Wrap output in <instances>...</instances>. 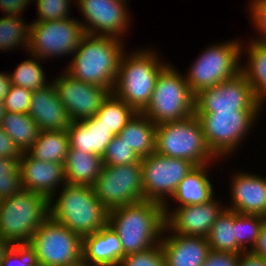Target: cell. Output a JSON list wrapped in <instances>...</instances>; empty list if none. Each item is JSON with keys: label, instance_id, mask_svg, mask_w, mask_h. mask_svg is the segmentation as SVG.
Segmentation results:
<instances>
[{"label": "cell", "instance_id": "6da1fadb", "mask_svg": "<svg viewBox=\"0 0 266 266\" xmlns=\"http://www.w3.org/2000/svg\"><path fill=\"white\" fill-rule=\"evenodd\" d=\"M118 235L123 258L160 244L165 227L164 206L143 200L108 211L107 223Z\"/></svg>", "mask_w": 266, "mask_h": 266}, {"label": "cell", "instance_id": "7a4b0ae2", "mask_svg": "<svg viewBox=\"0 0 266 266\" xmlns=\"http://www.w3.org/2000/svg\"><path fill=\"white\" fill-rule=\"evenodd\" d=\"M125 45L124 40L114 37L85 34L64 70L75 79L112 93Z\"/></svg>", "mask_w": 266, "mask_h": 266}, {"label": "cell", "instance_id": "3957f363", "mask_svg": "<svg viewBox=\"0 0 266 266\" xmlns=\"http://www.w3.org/2000/svg\"><path fill=\"white\" fill-rule=\"evenodd\" d=\"M49 217L84 237L107 225L108 210L96 197L93 187L65 183L58 195L49 200Z\"/></svg>", "mask_w": 266, "mask_h": 266}, {"label": "cell", "instance_id": "277c9868", "mask_svg": "<svg viewBox=\"0 0 266 266\" xmlns=\"http://www.w3.org/2000/svg\"><path fill=\"white\" fill-rule=\"evenodd\" d=\"M153 49L125 50L112 93L141 113L149 104L161 70L168 64Z\"/></svg>", "mask_w": 266, "mask_h": 266}, {"label": "cell", "instance_id": "5b68a950", "mask_svg": "<svg viewBox=\"0 0 266 266\" xmlns=\"http://www.w3.org/2000/svg\"><path fill=\"white\" fill-rule=\"evenodd\" d=\"M49 217V200L23 189L0 200V237L13 245H27L39 226Z\"/></svg>", "mask_w": 266, "mask_h": 266}, {"label": "cell", "instance_id": "8992f818", "mask_svg": "<svg viewBox=\"0 0 266 266\" xmlns=\"http://www.w3.org/2000/svg\"><path fill=\"white\" fill-rule=\"evenodd\" d=\"M155 152L166 157L188 160L195 166L213 165L219 160L209 149L201 123L195 114L182 120L156 125Z\"/></svg>", "mask_w": 266, "mask_h": 266}, {"label": "cell", "instance_id": "52a82bcc", "mask_svg": "<svg viewBox=\"0 0 266 266\" xmlns=\"http://www.w3.org/2000/svg\"><path fill=\"white\" fill-rule=\"evenodd\" d=\"M155 125L195 114V95L185 77L168 63L158 75L148 106L141 112Z\"/></svg>", "mask_w": 266, "mask_h": 266}, {"label": "cell", "instance_id": "ba28073f", "mask_svg": "<svg viewBox=\"0 0 266 266\" xmlns=\"http://www.w3.org/2000/svg\"><path fill=\"white\" fill-rule=\"evenodd\" d=\"M242 40L231 39L209 45L193 61L184 74L191 92L196 95L201 90L218 85L240 72Z\"/></svg>", "mask_w": 266, "mask_h": 266}, {"label": "cell", "instance_id": "9c48e42d", "mask_svg": "<svg viewBox=\"0 0 266 266\" xmlns=\"http://www.w3.org/2000/svg\"><path fill=\"white\" fill-rule=\"evenodd\" d=\"M259 114L260 111L195 113L209 149L219 160L232 157L241 147L240 143L246 140L252 127L258 124Z\"/></svg>", "mask_w": 266, "mask_h": 266}, {"label": "cell", "instance_id": "30bf717a", "mask_svg": "<svg viewBox=\"0 0 266 266\" xmlns=\"http://www.w3.org/2000/svg\"><path fill=\"white\" fill-rule=\"evenodd\" d=\"M39 266H73L82 262V237L48 217L27 244Z\"/></svg>", "mask_w": 266, "mask_h": 266}, {"label": "cell", "instance_id": "8fae6325", "mask_svg": "<svg viewBox=\"0 0 266 266\" xmlns=\"http://www.w3.org/2000/svg\"><path fill=\"white\" fill-rule=\"evenodd\" d=\"M84 35L80 19L73 16L57 21H32L27 53L44 61L47 58L72 56Z\"/></svg>", "mask_w": 266, "mask_h": 266}, {"label": "cell", "instance_id": "7c38bea8", "mask_svg": "<svg viewBox=\"0 0 266 266\" xmlns=\"http://www.w3.org/2000/svg\"><path fill=\"white\" fill-rule=\"evenodd\" d=\"M92 187L96 197L108 211L143 201L141 160L122 166L103 164Z\"/></svg>", "mask_w": 266, "mask_h": 266}, {"label": "cell", "instance_id": "4fadbf2b", "mask_svg": "<svg viewBox=\"0 0 266 266\" xmlns=\"http://www.w3.org/2000/svg\"><path fill=\"white\" fill-rule=\"evenodd\" d=\"M141 165L144 200L163 206L168 204L184 177L196 167L188 160L166 157L156 152L141 158Z\"/></svg>", "mask_w": 266, "mask_h": 266}, {"label": "cell", "instance_id": "5bb4252c", "mask_svg": "<svg viewBox=\"0 0 266 266\" xmlns=\"http://www.w3.org/2000/svg\"><path fill=\"white\" fill-rule=\"evenodd\" d=\"M263 107L255 97L252 86L241 72L195 95V113L262 112Z\"/></svg>", "mask_w": 266, "mask_h": 266}, {"label": "cell", "instance_id": "9a60e30c", "mask_svg": "<svg viewBox=\"0 0 266 266\" xmlns=\"http://www.w3.org/2000/svg\"><path fill=\"white\" fill-rule=\"evenodd\" d=\"M127 4V0H76L85 34L124 40L132 21Z\"/></svg>", "mask_w": 266, "mask_h": 266}, {"label": "cell", "instance_id": "2e32d148", "mask_svg": "<svg viewBox=\"0 0 266 266\" xmlns=\"http://www.w3.org/2000/svg\"><path fill=\"white\" fill-rule=\"evenodd\" d=\"M62 73V74H61ZM51 81L71 121L95 116L102 102L111 93L104 87L75 79L64 70Z\"/></svg>", "mask_w": 266, "mask_h": 266}, {"label": "cell", "instance_id": "e0dca14e", "mask_svg": "<svg viewBox=\"0 0 266 266\" xmlns=\"http://www.w3.org/2000/svg\"><path fill=\"white\" fill-rule=\"evenodd\" d=\"M214 196L208 202L197 205H184L170 209L164 205L165 227L171 233L184 236L207 237L217 217L226 208Z\"/></svg>", "mask_w": 266, "mask_h": 266}, {"label": "cell", "instance_id": "ac0fdd59", "mask_svg": "<svg viewBox=\"0 0 266 266\" xmlns=\"http://www.w3.org/2000/svg\"><path fill=\"white\" fill-rule=\"evenodd\" d=\"M239 171L232 174L231 202L225 205L226 209L266 218V177Z\"/></svg>", "mask_w": 266, "mask_h": 266}, {"label": "cell", "instance_id": "d6986e66", "mask_svg": "<svg viewBox=\"0 0 266 266\" xmlns=\"http://www.w3.org/2000/svg\"><path fill=\"white\" fill-rule=\"evenodd\" d=\"M19 166L24 189L39 193L48 200L66 183L64 164L38 160L23 152Z\"/></svg>", "mask_w": 266, "mask_h": 266}, {"label": "cell", "instance_id": "ffe728a7", "mask_svg": "<svg viewBox=\"0 0 266 266\" xmlns=\"http://www.w3.org/2000/svg\"><path fill=\"white\" fill-rule=\"evenodd\" d=\"M160 245L166 266H202L211 250L205 237L171 233L166 227Z\"/></svg>", "mask_w": 266, "mask_h": 266}, {"label": "cell", "instance_id": "44dd1931", "mask_svg": "<svg viewBox=\"0 0 266 266\" xmlns=\"http://www.w3.org/2000/svg\"><path fill=\"white\" fill-rule=\"evenodd\" d=\"M28 114L42 130H67L71 120L51 82L32 93Z\"/></svg>", "mask_w": 266, "mask_h": 266}, {"label": "cell", "instance_id": "7402d4cb", "mask_svg": "<svg viewBox=\"0 0 266 266\" xmlns=\"http://www.w3.org/2000/svg\"><path fill=\"white\" fill-rule=\"evenodd\" d=\"M122 259L121 241L108 224L82 237V262L86 266H119Z\"/></svg>", "mask_w": 266, "mask_h": 266}, {"label": "cell", "instance_id": "603a6c76", "mask_svg": "<svg viewBox=\"0 0 266 266\" xmlns=\"http://www.w3.org/2000/svg\"><path fill=\"white\" fill-rule=\"evenodd\" d=\"M70 148L104 156L115 134L95 117L71 121L67 129Z\"/></svg>", "mask_w": 266, "mask_h": 266}, {"label": "cell", "instance_id": "cb8c5ba5", "mask_svg": "<svg viewBox=\"0 0 266 266\" xmlns=\"http://www.w3.org/2000/svg\"><path fill=\"white\" fill-rule=\"evenodd\" d=\"M210 167L211 164L196 166L184 177L171 197V202H177L174 208L202 204L214 197V184L208 172Z\"/></svg>", "mask_w": 266, "mask_h": 266}, {"label": "cell", "instance_id": "d4e9b609", "mask_svg": "<svg viewBox=\"0 0 266 266\" xmlns=\"http://www.w3.org/2000/svg\"><path fill=\"white\" fill-rule=\"evenodd\" d=\"M244 45L242 42L241 56L243 58L247 53L248 62L241 64L240 72L252 86L255 97L264 106L266 104V43L250 38V41Z\"/></svg>", "mask_w": 266, "mask_h": 266}, {"label": "cell", "instance_id": "484cf974", "mask_svg": "<svg viewBox=\"0 0 266 266\" xmlns=\"http://www.w3.org/2000/svg\"><path fill=\"white\" fill-rule=\"evenodd\" d=\"M102 167L103 159L100 156L69 148L64 162L66 183L92 187Z\"/></svg>", "mask_w": 266, "mask_h": 266}, {"label": "cell", "instance_id": "4316f807", "mask_svg": "<svg viewBox=\"0 0 266 266\" xmlns=\"http://www.w3.org/2000/svg\"><path fill=\"white\" fill-rule=\"evenodd\" d=\"M117 135L140 159L155 152L156 125L142 113H136Z\"/></svg>", "mask_w": 266, "mask_h": 266}, {"label": "cell", "instance_id": "83f0119b", "mask_svg": "<svg viewBox=\"0 0 266 266\" xmlns=\"http://www.w3.org/2000/svg\"><path fill=\"white\" fill-rule=\"evenodd\" d=\"M69 148L67 130H42L27 153L38 160L64 164Z\"/></svg>", "mask_w": 266, "mask_h": 266}, {"label": "cell", "instance_id": "f1b7e54d", "mask_svg": "<svg viewBox=\"0 0 266 266\" xmlns=\"http://www.w3.org/2000/svg\"><path fill=\"white\" fill-rule=\"evenodd\" d=\"M0 127L13 140L20 151L27 152L38 138L40 129L29 114L5 111Z\"/></svg>", "mask_w": 266, "mask_h": 266}, {"label": "cell", "instance_id": "f546056e", "mask_svg": "<svg viewBox=\"0 0 266 266\" xmlns=\"http://www.w3.org/2000/svg\"><path fill=\"white\" fill-rule=\"evenodd\" d=\"M207 242L211 250L231 252L240 255L245 250L236 242L234 228V211L224 209L207 234Z\"/></svg>", "mask_w": 266, "mask_h": 266}, {"label": "cell", "instance_id": "4dcf8cb0", "mask_svg": "<svg viewBox=\"0 0 266 266\" xmlns=\"http://www.w3.org/2000/svg\"><path fill=\"white\" fill-rule=\"evenodd\" d=\"M137 112L123 100L110 93L102 102L95 117L117 135Z\"/></svg>", "mask_w": 266, "mask_h": 266}, {"label": "cell", "instance_id": "1f68e13d", "mask_svg": "<svg viewBox=\"0 0 266 266\" xmlns=\"http://www.w3.org/2000/svg\"><path fill=\"white\" fill-rule=\"evenodd\" d=\"M30 23L22 16H5L0 18V51L25 49L29 47Z\"/></svg>", "mask_w": 266, "mask_h": 266}, {"label": "cell", "instance_id": "d6a6232c", "mask_svg": "<svg viewBox=\"0 0 266 266\" xmlns=\"http://www.w3.org/2000/svg\"><path fill=\"white\" fill-rule=\"evenodd\" d=\"M31 59L22 60L13 72H8L12 85H17L31 91L45 88L51 82L46 80L43 63L40 58L29 54ZM33 58V59H32ZM41 60V61H40Z\"/></svg>", "mask_w": 266, "mask_h": 266}, {"label": "cell", "instance_id": "836d02e7", "mask_svg": "<svg viewBox=\"0 0 266 266\" xmlns=\"http://www.w3.org/2000/svg\"><path fill=\"white\" fill-rule=\"evenodd\" d=\"M266 218L260 215L240 214L234 212V228L236 242L245 250L250 251L256 243Z\"/></svg>", "mask_w": 266, "mask_h": 266}, {"label": "cell", "instance_id": "e575fe53", "mask_svg": "<svg viewBox=\"0 0 266 266\" xmlns=\"http://www.w3.org/2000/svg\"><path fill=\"white\" fill-rule=\"evenodd\" d=\"M19 159L0 157V200L15 196L24 189Z\"/></svg>", "mask_w": 266, "mask_h": 266}, {"label": "cell", "instance_id": "d590c367", "mask_svg": "<svg viewBox=\"0 0 266 266\" xmlns=\"http://www.w3.org/2000/svg\"><path fill=\"white\" fill-rule=\"evenodd\" d=\"M102 159L107 166H122L141 160L118 135L112 138Z\"/></svg>", "mask_w": 266, "mask_h": 266}, {"label": "cell", "instance_id": "8d00e7d4", "mask_svg": "<svg viewBox=\"0 0 266 266\" xmlns=\"http://www.w3.org/2000/svg\"><path fill=\"white\" fill-rule=\"evenodd\" d=\"M37 9V19L34 22L57 21L69 18L70 6L76 0H35Z\"/></svg>", "mask_w": 266, "mask_h": 266}, {"label": "cell", "instance_id": "74e56055", "mask_svg": "<svg viewBox=\"0 0 266 266\" xmlns=\"http://www.w3.org/2000/svg\"><path fill=\"white\" fill-rule=\"evenodd\" d=\"M119 266H166L161 245L158 244L146 251L126 255Z\"/></svg>", "mask_w": 266, "mask_h": 266}, {"label": "cell", "instance_id": "f35d334b", "mask_svg": "<svg viewBox=\"0 0 266 266\" xmlns=\"http://www.w3.org/2000/svg\"><path fill=\"white\" fill-rule=\"evenodd\" d=\"M33 91L11 85L10 90L3 99L5 111L28 114Z\"/></svg>", "mask_w": 266, "mask_h": 266}, {"label": "cell", "instance_id": "ab89813d", "mask_svg": "<svg viewBox=\"0 0 266 266\" xmlns=\"http://www.w3.org/2000/svg\"><path fill=\"white\" fill-rule=\"evenodd\" d=\"M249 15L251 22L256 29L257 37L254 40L266 43V0H251L248 2ZM259 36V37H258Z\"/></svg>", "mask_w": 266, "mask_h": 266}, {"label": "cell", "instance_id": "60d3db41", "mask_svg": "<svg viewBox=\"0 0 266 266\" xmlns=\"http://www.w3.org/2000/svg\"><path fill=\"white\" fill-rule=\"evenodd\" d=\"M32 262V252L28 245H13L6 253L1 266H28Z\"/></svg>", "mask_w": 266, "mask_h": 266}, {"label": "cell", "instance_id": "b9f144b4", "mask_svg": "<svg viewBox=\"0 0 266 266\" xmlns=\"http://www.w3.org/2000/svg\"><path fill=\"white\" fill-rule=\"evenodd\" d=\"M238 260V254L210 250L202 266H237Z\"/></svg>", "mask_w": 266, "mask_h": 266}, {"label": "cell", "instance_id": "7bdbcfd3", "mask_svg": "<svg viewBox=\"0 0 266 266\" xmlns=\"http://www.w3.org/2000/svg\"><path fill=\"white\" fill-rule=\"evenodd\" d=\"M22 152L0 127V157L21 158Z\"/></svg>", "mask_w": 266, "mask_h": 266}, {"label": "cell", "instance_id": "ee69618b", "mask_svg": "<svg viewBox=\"0 0 266 266\" xmlns=\"http://www.w3.org/2000/svg\"><path fill=\"white\" fill-rule=\"evenodd\" d=\"M30 0H0V10L5 16H21Z\"/></svg>", "mask_w": 266, "mask_h": 266}, {"label": "cell", "instance_id": "f6af8a7d", "mask_svg": "<svg viewBox=\"0 0 266 266\" xmlns=\"http://www.w3.org/2000/svg\"><path fill=\"white\" fill-rule=\"evenodd\" d=\"M237 266H266V259L250 251H244L239 255Z\"/></svg>", "mask_w": 266, "mask_h": 266}, {"label": "cell", "instance_id": "bcb514c9", "mask_svg": "<svg viewBox=\"0 0 266 266\" xmlns=\"http://www.w3.org/2000/svg\"><path fill=\"white\" fill-rule=\"evenodd\" d=\"M250 252L266 259V222L261 228L256 243Z\"/></svg>", "mask_w": 266, "mask_h": 266}, {"label": "cell", "instance_id": "7dc6e473", "mask_svg": "<svg viewBox=\"0 0 266 266\" xmlns=\"http://www.w3.org/2000/svg\"><path fill=\"white\" fill-rule=\"evenodd\" d=\"M11 85L9 73L0 71V101H3Z\"/></svg>", "mask_w": 266, "mask_h": 266}, {"label": "cell", "instance_id": "c3c4849f", "mask_svg": "<svg viewBox=\"0 0 266 266\" xmlns=\"http://www.w3.org/2000/svg\"><path fill=\"white\" fill-rule=\"evenodd\" d=\"M12 246L13 244L10 241L0 237V266L3 259L5 258L6 253L10 250Z\"/></svg>", "mask_w": 266, "mask_h": 266}, {"label": "cell", "instance_id": "681fc988", "mask_svg": "<svg viewBox=\"0 0 266 266\" xmlns=\"http://www.w3.org/2000/svg\"><path fill=\"white\" fill-rule=\"evenodd\" d=\"M4 113H5L4 104H3V101H0V124L2 121V117L4 116Z\"/></svg>", "mask_w": 266, "mask_h": 266}, {"label": "cell", "instance_id": "f907efd6", "mask_svg": "<svg viewBox=\"0 0 266 266\" xmlns=\"http://www.w3.org/2000/svg\"><path fill=\"white\" fill-rule=\"evenodd\" d=\"M28 266H39L36 262L32 261Z\"/></svg>", "mask_w": 266, "mask_h": 266}, {"label": "cell", "instance_id": "816d5d0a", "mask_svg": "<svg viewBox=\"0 0 266 266\" xmlns=\"http://www.w3.org/2000/svg\"><path fill=\"white\" fill-rule=\"evenodd\" d=\"M73 266H86L83 262L77 264V265H73Z\"/></svg>", "mask_w": 266, "mask_h": 266}]
</instances>
